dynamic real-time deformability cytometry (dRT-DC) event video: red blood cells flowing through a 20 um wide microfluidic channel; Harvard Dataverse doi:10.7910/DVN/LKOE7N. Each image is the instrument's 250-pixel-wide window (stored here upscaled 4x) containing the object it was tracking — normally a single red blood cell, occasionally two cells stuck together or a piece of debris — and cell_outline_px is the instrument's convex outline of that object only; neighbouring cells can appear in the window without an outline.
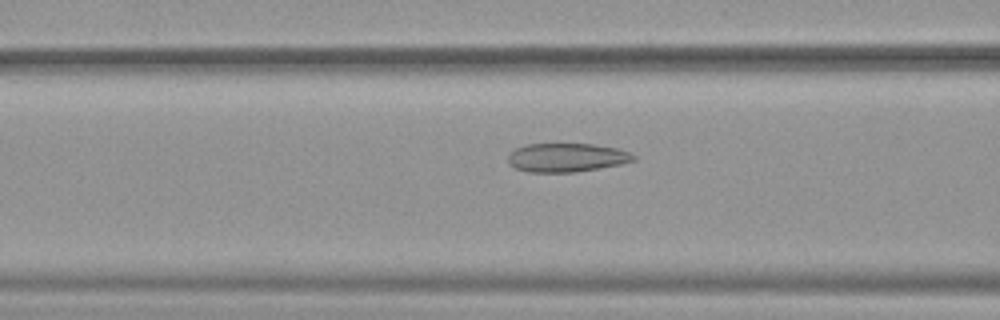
{"species": "common noctule bat (a hibernating species)", "species_latin": "Nyctalus noctula", "temperature_condition": "warm", "stored_images_in_passage": 52, "camera_frame_rate_fps": 3000, "um_per_image_px": 0.085, "animal": {"sex": "female", "body_mass_g": 19.9}, "frame": {"image": 1, "passage_image": 21, "time_ms": 6.667, "image_size_px": [1000, 320], "cell_outline_px": [[636, 160], [620, 164], [600, 168], [576, 172], [528, 172], [516, 168], [508, 164], [508, 152], [516, 148], [528, 144], [592, 144], [616, 148], [628, 152], [636, 156]], "centroid_in_image_um": [48.14, 13.39], "position_along_channel_um": 118.5, "area_um2": 21.04}}
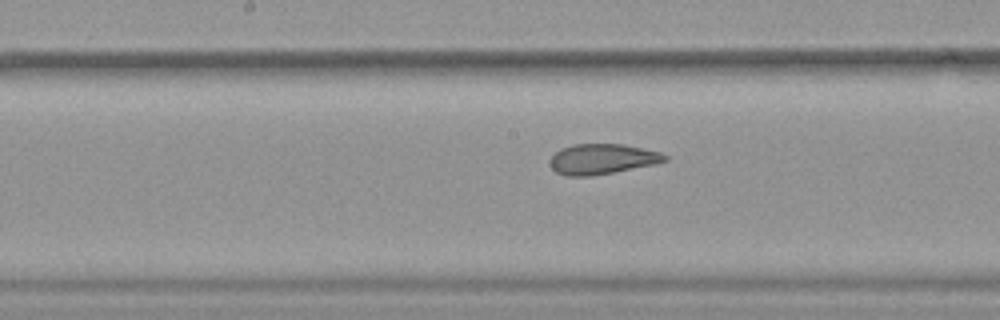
{"frame": {"image": 2, "passage_image": 27, "time_ms": 8.667, "image_size_px": [1000, 320], "cell_outline_px": [[668, 160], [656, 164], [592, 176], [564, 176], [556, 172], [552, 168], [548, 160], [560, 148], [572, 144], [624, 144], [660, 152], [668, 156]], "centroid_in_image_um": [51.17, 13.52], "position_along_channel_um": 197.0, "area_um2": 20.46}}
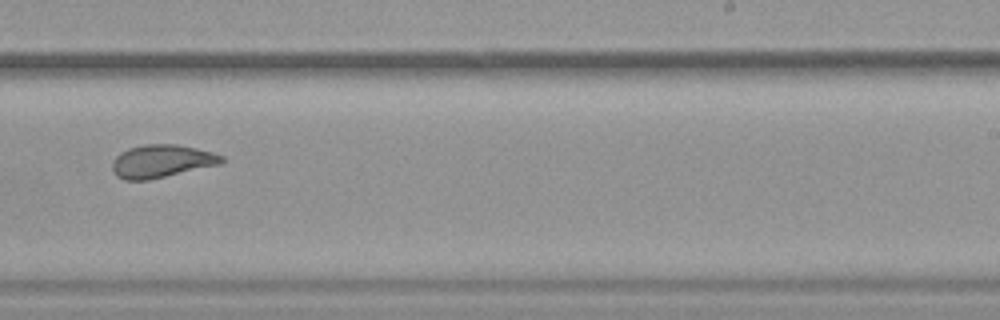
{"frame": {"image": 3, "passage_image": 33, "time_ms": 10.667, "image_size_px": [1000, 320], "cell_outline_px": [[224, 160], [220, 164], [148, 180], [124, 180], [116, 176], [112, 172], [112, 160], [120, 152], [128, 148], [144, 144], [176, 144], [196, 148], [212, 152], [224, 156]], "centroid_in_image_um": [13.69, 13.7], "position_along_channel_um": 275.3, "area_um2": 21.04}, "authors_computed_cell_mechanics": {"area_um2": 24.3338, "velocity_mm_per_s": 3.9262, "shape_relaxation_time_tau1_ms": null, "shape_relaxation_time_tau2_ms": 1.4266, "deformation_change_tau1": null, "deformation_change_tau2": 0.0773}}